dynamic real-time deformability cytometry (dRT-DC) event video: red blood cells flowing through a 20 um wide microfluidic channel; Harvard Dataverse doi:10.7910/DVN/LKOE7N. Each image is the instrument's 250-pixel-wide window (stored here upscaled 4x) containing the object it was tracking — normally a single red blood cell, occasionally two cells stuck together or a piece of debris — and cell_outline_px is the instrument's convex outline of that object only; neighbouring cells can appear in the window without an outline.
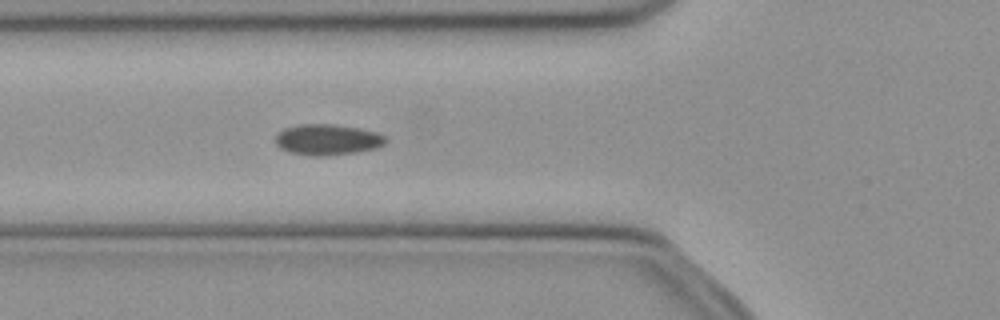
{"species": "common noctule bat (a hibernating species)", "species_latin": "Nyctalus noctula", "temperature_condition": "cold", "stored_images_in_passage": 52, "camera_frame_rate_fps": 3000, "um_per_image_px": 0.085, "animal": {"sex": "female", "body_mass_g": 21.9}, "frame": {"image": 1, "passage_image": 18, "time_ms": 5.667, "image_size_px": [1000, 320], "cell_outline_px": [[388, 140], [384, 144], [376, 148], [356, 152], [324, 156], [312, 156], [288, 152], [280, 148], [276, 144], [276, 136], [284, 128], [300, 124], [332, 124], [360, 128], [376, 132], [384, 136]], "centroid_in_image_um": [27.83, 11.87], "position_along_channel_um": 98.0, "area_um2": 19.83}}
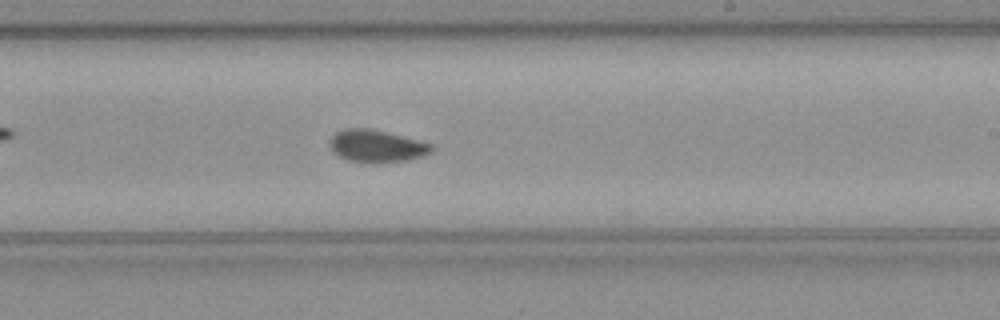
{"frame": {"image": 2, "passage_image": 30, "time_ms": 9.667, "image_size_px": [1000, 320], "cell_outline_px": [[436, 148], [432, 152], [424, 156], [408, 160], [372, 164], [348, 160], [332, 152], [328, 144], [332, 136], [336, 132], [344, 128], [368, 128], [432, 144]], "centroid_in_image_um": [32.0, 12.44], "position_along_channel_um": 257.0, "area_um2": 19.31}}
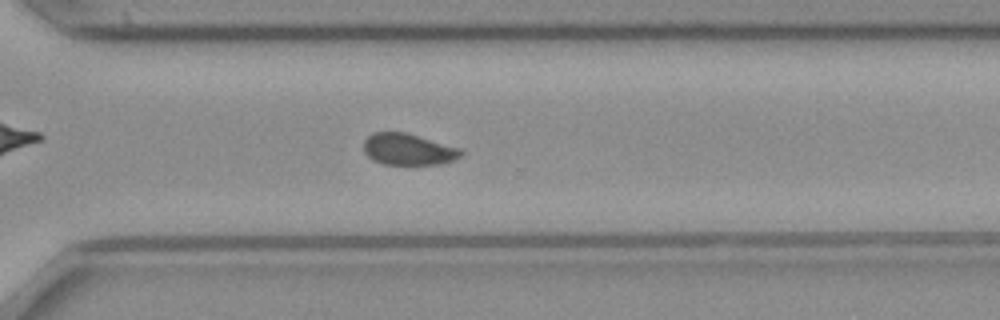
{"frame": {"image": 3, "passage_image": 36, "time_ms": 11.667, "image_size_px": [1000, 320], "cell_outline_px": [[464, 152], [460, 156], [452, 160], [440, 164], [384, 164], [372, 160], [364, 152], [364, 140], [372, 132], [404, 132], [460, 148]], "centroid_in_image_um": [34.67, 12.69], "position_along_channel_um": 335.9, "area_um2": 17.69}}